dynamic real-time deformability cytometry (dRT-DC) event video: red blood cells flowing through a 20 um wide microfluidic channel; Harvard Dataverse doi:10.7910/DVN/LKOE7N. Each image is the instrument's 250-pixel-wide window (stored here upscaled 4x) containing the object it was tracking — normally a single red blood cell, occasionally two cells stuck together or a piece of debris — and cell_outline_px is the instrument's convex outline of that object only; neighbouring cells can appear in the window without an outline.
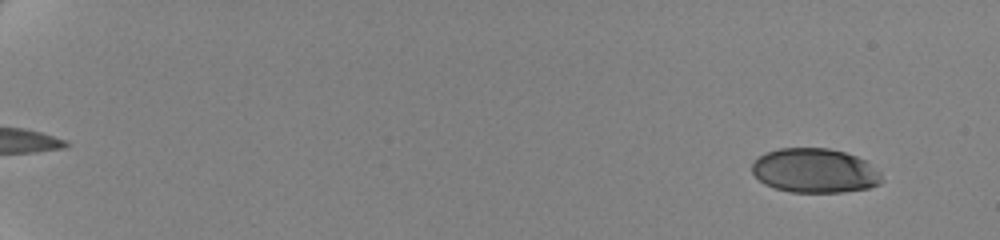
{"species": "human", "species_latin": "Homo sapiens", "temperature_condition": "cold", "stored_images_in_passage": 61, "camera_frame_rate_fps": 3000, "um_per_image_px": 0.085, "donor": {"sex": "female"}, "frame": {"image": 1, "passage_image": 5, "time_ms": 1.333, "image_size_px": [1000, 240], "cell_outline_px": [[880, 184], [868, 188], [844, 192], [792, 192], [776, 188], [764, 184], [752, 172], [752, 164], [760, 156], [768, 152], [780, 148], [828, 148], [844, 152], [856, 156], [864, 160], [880, 172]], "centroid_in_image_um": [69.25, 14.51], "position_along_channel_um": 15.7, "area_um2": 33.23}}
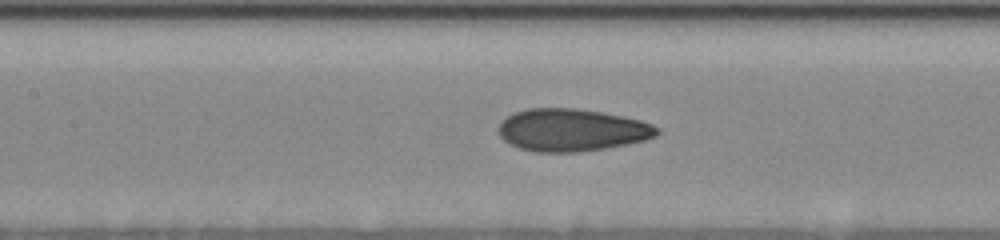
{"frame": {"image": 2, "passage_image": 33, "time_ms": 10.667, "image_size_px": [1000, 240], "cell_outline_px": [[660, 132], [656, 136], [644, 140], [604, 148], [576, 152], [536, 152], [520, 148], [504, 140], [500, 136], [500, 124], [508, 116], [516, 112], [528, 108], [576, 108], [624, 116], [640, 120], [652, 124], [660, 128]], "centroid_in_image_um": [48.63, 11.05], "position_along_channel_um": 158.8, "area_um2": 38.84}}
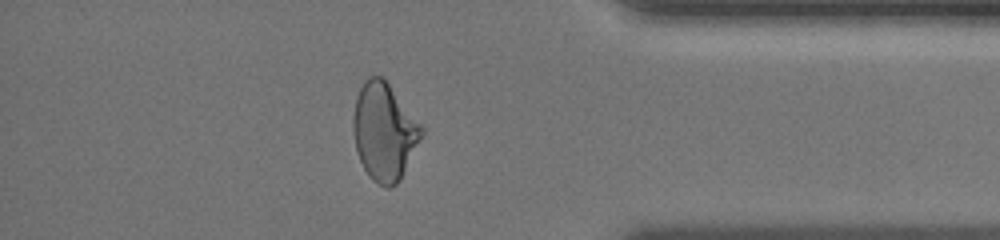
{"frame": {"image": 3, "passage_image": 55, "time_ms": 18.0, "image_size_px": [1000, 240], "cell_outline_px": [[424, 132], [400, 180], [392, 188], [388, 188], [372, 180], [368, 176], [360, 160], [356, 148], [352, 128], [352, 116], [356, 96], [364, 80], [368, 76], [380, 76], [388, 84], [424, 128]], "centroid_in_image_um": [32.63, 11.2], "position_along_channel_um": 402.6, "area_um2": 38.49}, "authors_computed_cell_mechanics": {"area_um2": 37.6278, "velocity_mm_per_s": 3.5076, "shape_relaxation_time_tau1_ms": 7.8923, "shape_relaxation_time_tau2_ms": 1.3351, "deformation_change_tau1": 0.1887, "deformation_change_tau2": 0.0816}}